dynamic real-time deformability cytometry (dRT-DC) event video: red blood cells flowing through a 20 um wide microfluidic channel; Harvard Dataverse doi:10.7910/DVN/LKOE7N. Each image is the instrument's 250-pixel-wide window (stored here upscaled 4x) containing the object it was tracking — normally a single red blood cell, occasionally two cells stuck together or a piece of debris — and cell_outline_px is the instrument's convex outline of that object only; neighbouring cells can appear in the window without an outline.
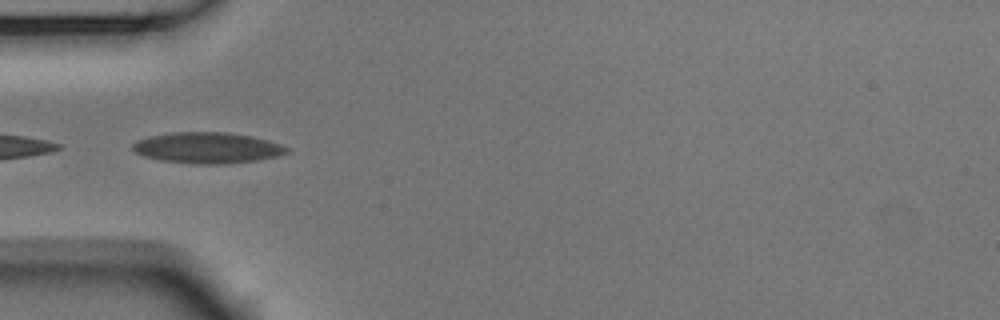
{"species": "Egyptian fruit bat (a non-hibernating species)", "species_latin": "Rousettus aegyptiacus", "temperature_condition": "room temperature", "stored_images_in_passage": 6, "camera_frame_rate_fps": 3000, "um_per_image_px": 0.085, "animal": {"sex": "male"}, "frame": {"image": 1, "passage_image": 5, "time_ms": 1.333, "image_size_px": [1000, 320], "cell_outline_px": [[288, 152], [276, 156], [256, 160], [224, 164], [196, 164], [160, 160], [144, 156], [132, 152], [132, 144], [136, 140], [148, 136], [172, 132], [228, 132], [252, 136], [280, 144], [288, 148]], "centroid_in_image_um": [17.56, 12.56], "position_along_channel_um": 67.4, "area_um2": 27.86}}
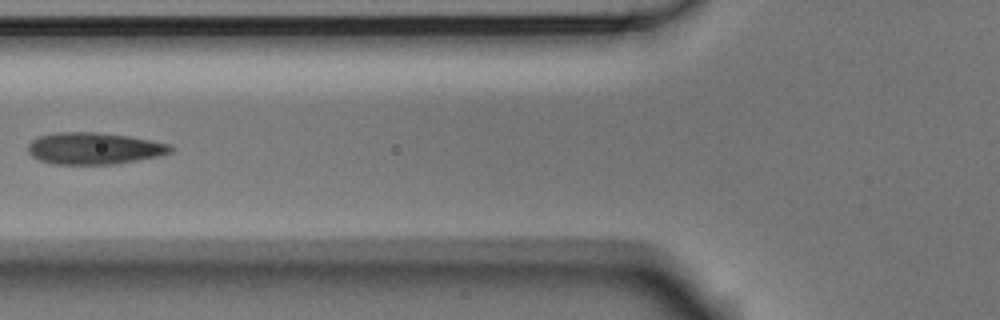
{"frame": {"image": 2, "passage_image": 6, "time_ms": 1.667, "image_size_px": [1000, 320], "cell_outline_px": [[172, 152], [160, 156], [112, 164], [52, 164], [40, 160], [32, 156], [28, 152], [28, 144], [32, 140], [40, 136], [56, 132], [96, 132], [128, 136], [168, 144], [172, 148]], "centroid_in_image_um": [7.96, 12.61], "position_along_channel_um": 117.8, "area_um2": 26.18}}